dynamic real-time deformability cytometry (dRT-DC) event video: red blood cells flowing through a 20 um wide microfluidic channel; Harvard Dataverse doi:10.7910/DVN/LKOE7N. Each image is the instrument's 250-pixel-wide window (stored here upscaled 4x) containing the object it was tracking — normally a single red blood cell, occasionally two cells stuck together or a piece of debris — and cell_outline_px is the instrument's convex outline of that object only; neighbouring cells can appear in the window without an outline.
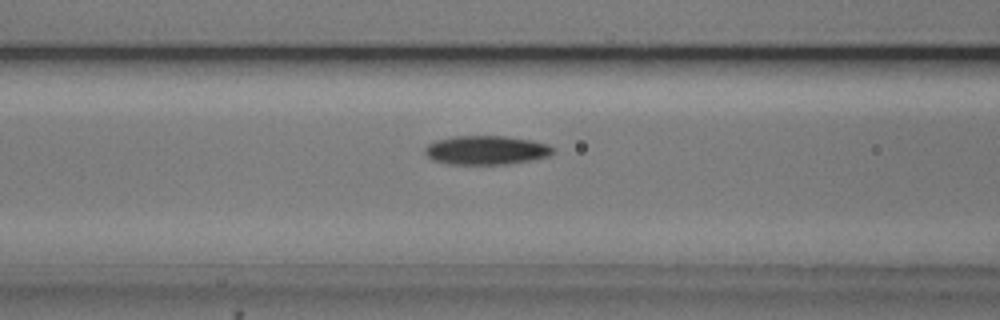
{"species": "common noctule bat (a hibernating species)", "species_latin": "Nyctalus noctula", "temperature_condition": "cold", "stored_images_in_passage": 43, "camera_frame_rate_fps": 3000, "um_per_image_px": 0.085, "animal": {"sex": "male", "body_mass_g": 20.5, "forearm_length_mm": 52.5}, "frame": {"image": 1, "passage_image": 11, "time_ms": 3.333, "image_size_px": [1000, 320], "cell_outline_px": [[556, 152], [548, 156], [532, 160], [508, 164], [448, 164], [432, 160], [424, 152], [424, 148], [428, 144], [436, 140], [452, 136], [504, 136], [532, 140], [548, 144], [556, 148]], "centroid_in_image_um": [41.35, 12.76], "position_along_channel_um": 125.2, "area_um2": 21.85}}
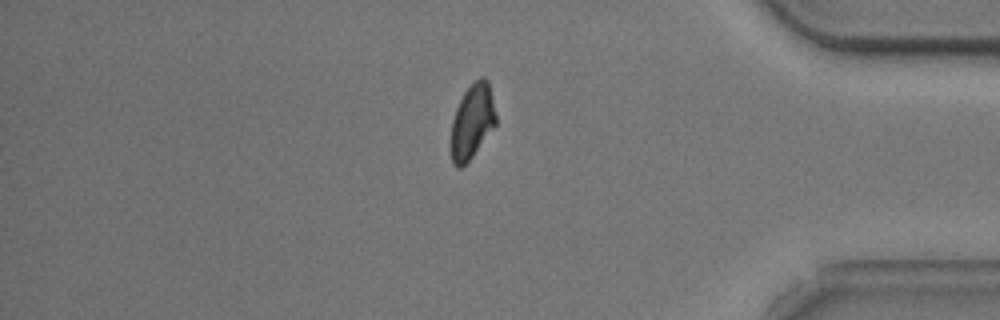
{"frame": {"image": 2, "passage_image": 35, "time_ms": 11.333, "image_size_px": [1000, 320], "cell_outline_px": [[496, 124], [472, 156], [460, 168], [456, 168], [452, 164], [452, 120], [456, 108], [464, 92], [480, 76], [484, 76], [488, 80], [496, 116]], "centroid_in_image_um": [40.14, 10.3], "position_along_channel_um": 395.1, "area_um2": 19.07}, "authors_computed_cell_mechanics": {"area_um2": 21.0392, "velocity_mm_per_s": 3.7257, "shape_relaxation_time_tau1_ms": 4.9049, "shape_relaxation_time_tau2_ms": 6.8312, "deformation_change_tau1": 0.1426, "deformation_change_tau2": 0.1291}}